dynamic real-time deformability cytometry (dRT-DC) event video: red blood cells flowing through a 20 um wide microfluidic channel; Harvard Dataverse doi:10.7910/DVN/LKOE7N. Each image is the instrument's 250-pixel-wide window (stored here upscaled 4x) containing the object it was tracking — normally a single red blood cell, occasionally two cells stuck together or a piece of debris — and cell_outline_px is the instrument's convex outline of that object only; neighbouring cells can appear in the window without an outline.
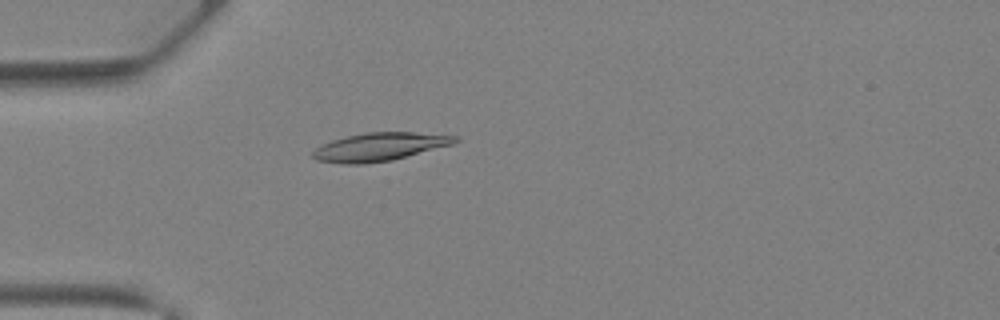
{"species": "Egyptian fruit bat (a non-hibernating species)", "species_latin": "Rousettus aegyptiacus", "temperature_condition": "warm", "stored_images_in_passage": 35, "camera_frame_rate_fps": 3000, "um_per_image_px": 0.085, "animal": {"sex": "female"}, "frame": {"image": 1, "passage_image": 6, "time_ms": 1.667, "image_size_px": [1000, 320], "cell_outline_px": [[460, 140], [452, 144], [392, 160], [364, 164], [344, 164], [316, 160], [312, 156], [312, 152], [316, 148], [332, 140], [364, 132], [412, 132], [460, 136]], "centroid_in_image_um": [32.27, 12.48], "position_along_channel_um": 52.7, "area_um2": 23.24}}
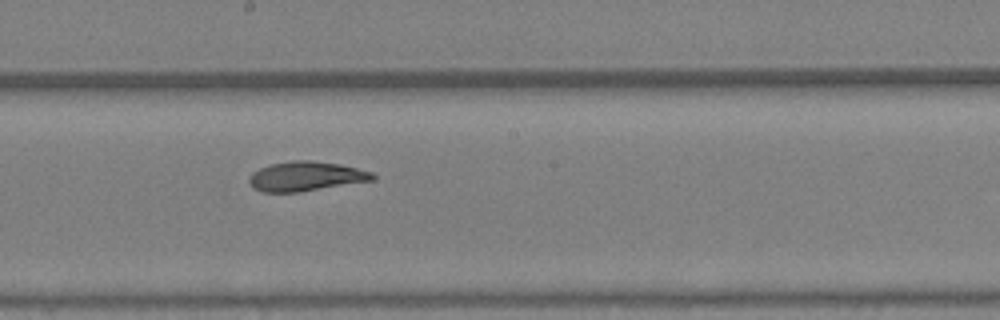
{"frame": {"image": 2, "passage_image": 17, "time_ms": 5.333, "image_size_px": [1000, 320], "cell_outline_px": [[376, 180], [300, 192], [260, 192], [252, 188], [248, 180], [248, 176], [252, 172], [260, 168], [272, 164], [292, 160], [312, 160], [340, 164], [372, 172], [376, 176]], "centroid_in_image_um": [25.99, 14.99], "position_along_channel_um": 222.2, "area_um2": 21.5}}
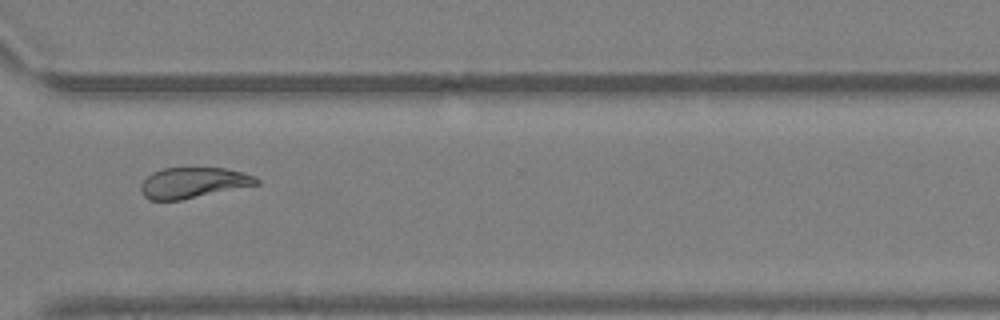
{"frame": {"image": 3, "passage_image": 25, "time_ms": 8.0, "image_size_px": [1000, 320], "cell_outline_px": [[260, 184], [180, 200], [152, 200], [144, 196], [140, 188], [140, 184], [152, 172], [160, 168], [224, 168], [240, 172], [252, 176], [260, 180]], "centroid_in_image_um": [16.39, 15.53], "position_along_channel_um": 354.2, "area_um2": 20.46}, "authors_computed_cell_mechanics": {"area_um2": 21.7328, "velocity_mm_per_s": 4.9519, "shape_relaxation_time_tau1_ms": 7.6294, "shape_relaxation_time_tau2_ms": 2.3257, "deformation_change_tau1": 0.247, "deformation_change_tau2": 0.0955}}